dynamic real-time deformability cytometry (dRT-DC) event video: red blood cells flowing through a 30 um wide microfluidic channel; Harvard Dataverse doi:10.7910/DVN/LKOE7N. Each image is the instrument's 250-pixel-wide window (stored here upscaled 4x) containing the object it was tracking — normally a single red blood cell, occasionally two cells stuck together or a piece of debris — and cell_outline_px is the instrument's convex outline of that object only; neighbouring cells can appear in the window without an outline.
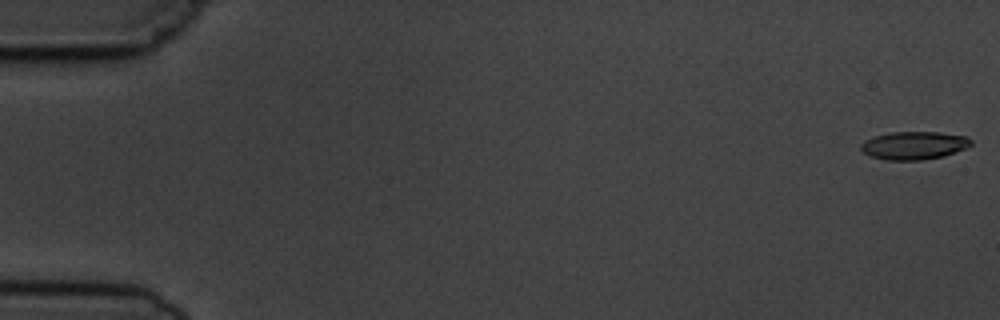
{"species": "common noctule bat (a hibernating species)", "species_latin": "Nyctalus noctula", "temperature_condition": "cold", "stored_images_in_passage": 8, "camera_frame_rate_fps": 3000, "um_per_image_px": 0.085, "animal": {"sex": "male", "body_mass_g": 19.5, "forearm_length_mm": 54.6}, "frame": {"image": 1, "passage_image": 1, "time_ms": 0.0, "image_size_px": [1000, 320], "cell_outline_px": [[972, 144], [968, 148], [944, 156], [924, 160], [888, 160], [872, 156], [864, 152], [860, 148], [860, 144], [864, 140], [872, 136], [888, 132], [940, 132], [968, 136], [972, 140]], "centroid_in_image_um": [77.72, 12.35], "position_along_channel_um": 7.3, "area_um2": 18.26}}
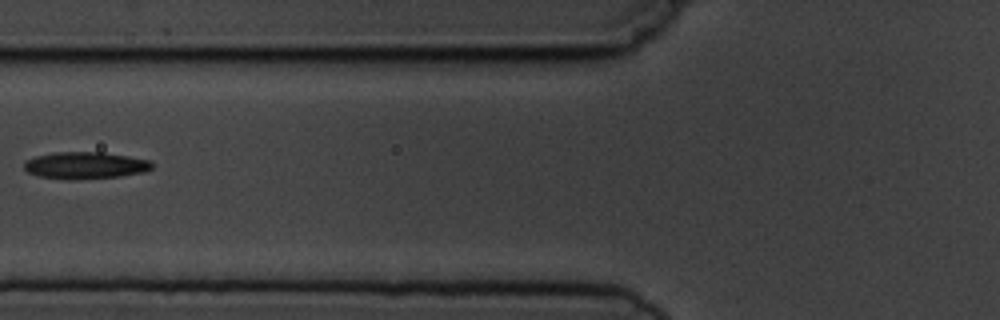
{"frame": {"image": 2, "passage_image": 7, "time_ms": 7.0, "image_size_px": [1000, 320], "cell_outline_px": [[152, 168], [144, 172], [120, 176], [76, 180], [68, 180], [40, 176], [28, 172], [24, 168], [24, 164], [28, 160], [36, 156], [56, 152], [104, 152], [128, 156], [148, 160], [152, 164]], "centroid_in_image_um": [7.25, 14.06], "position_along_channel_um": 118.5, "area_um2": 20.0}}
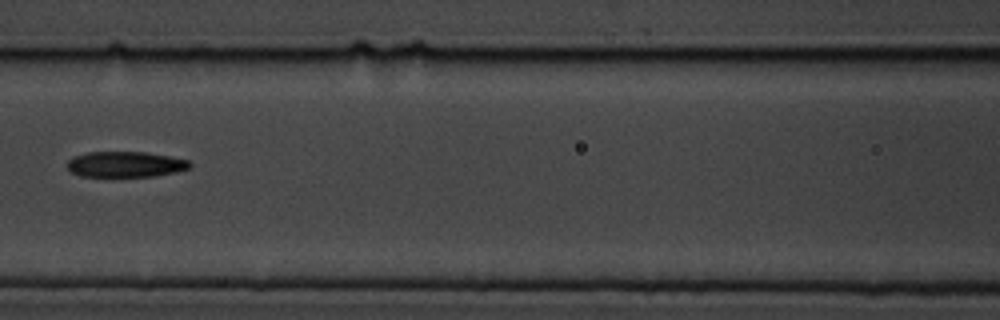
{"frame": {"image": 3, "passage_image": 8, "time_ms": 8.0, "image_size_px": [1000, 320], "cell_outline_px": [[192, 164], [188, 168], [176, 172], [156, 176], [112, 180], [80, 176], [72, 172], [68, 168], [68, 160], [72, 156], [88, 152], [148, 152], [188, 160]], "centroid_in_image_um": [10.61, 14.02], "position_along_channel_um": 156.0, "area_um2": 19.36}}